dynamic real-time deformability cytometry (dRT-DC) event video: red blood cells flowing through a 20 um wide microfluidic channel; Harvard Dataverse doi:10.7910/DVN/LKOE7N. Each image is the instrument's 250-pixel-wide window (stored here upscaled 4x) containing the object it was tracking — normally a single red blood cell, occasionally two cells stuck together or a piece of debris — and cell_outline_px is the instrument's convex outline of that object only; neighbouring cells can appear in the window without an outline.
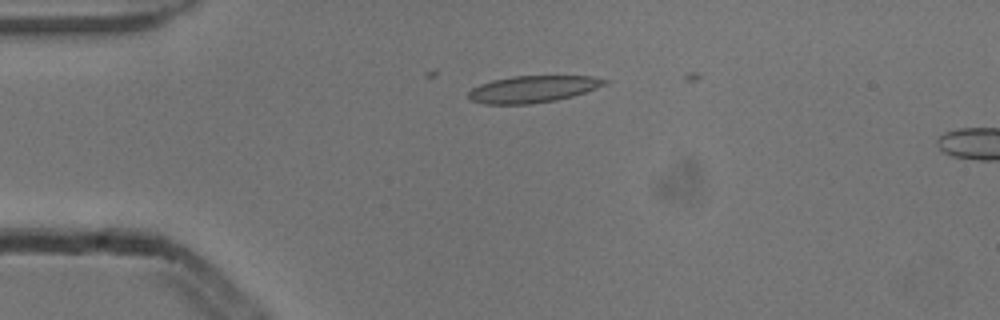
{"species": "common noctule bat (a hibernating species)", "species_latin": "Nyctalus noctula", "temperature_condition": "cold", "stored_images_in_passage": 3, "camera_frame_rate_fps": 3000, "um_per_image_px": 0.085, "animal": {"sex": "male", "body_mass_g": 13.3}, "frame": {"image": 1, "passage_image": 1, "time_ms": 0.0, "image_size_px": [1000, 320], "cell_outline_px": [[608, 80], [604, 84], [596, 88], [572, 96], [556, 100], [528, 104], [484, 104], [472, 100], [468, 96], [468, 92], [472, 88], [480, 84], [492, 80], [512, 76], [592, 76]], "centroid_in_image_um": [45.25, 7.57], "position_along_channel_um": 39.7, "area_um2": 21.1}}